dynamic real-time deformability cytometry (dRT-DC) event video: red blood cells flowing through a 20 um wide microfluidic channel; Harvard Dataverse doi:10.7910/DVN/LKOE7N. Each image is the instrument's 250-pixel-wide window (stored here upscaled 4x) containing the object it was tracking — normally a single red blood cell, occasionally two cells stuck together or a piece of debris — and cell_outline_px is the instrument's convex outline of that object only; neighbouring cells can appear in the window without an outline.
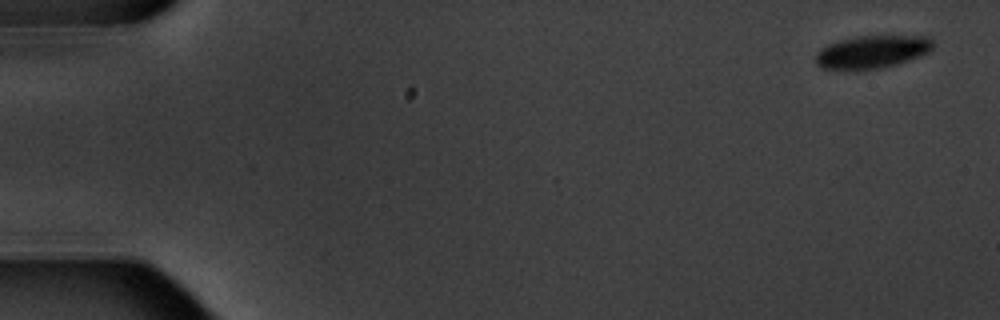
{"species": "common noctule bat (a hibernating species)", "species_latin": "Nyctalus noctula", "temperature_condition": "warm", "stored_images_in_passage": 9, "camera_frame_rate_fps": 3000, "um_per_image_px": 0.085, "animal": {"sex": "male", "body_mass_g": 20.1, "forearm_length_mm": 53.5}, "frame": {"image": 1, "passage_image": 1, "time_ms": 0.0, "image_size_px": [1000, 320], "cell_outline_px": [[932, 48], [928, 52], [920, 56], [896, 64], [876, 68], [824, 68], [816, 64], [816, 56], [820, 48], [828, 44], [840, 40], [856, 36], [928, 36], [932, 40]], "centroid_in_image_um": [74.14, 4.37], "position_along_channel_um": 10.9, "area_um2": 21.85}}
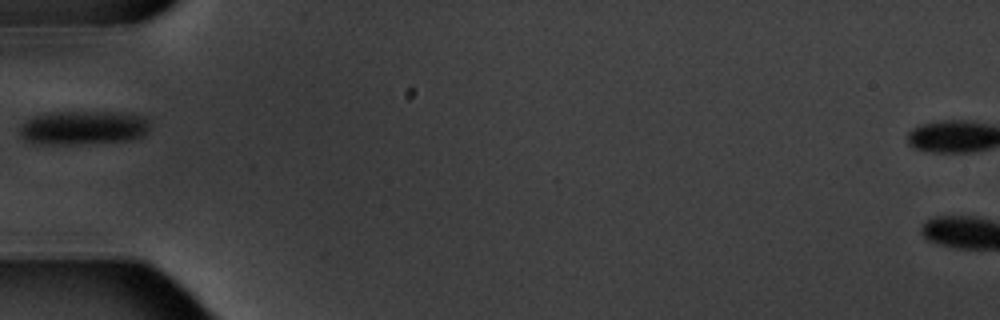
{"frame": {"image": 2, "passage_image": 6, "time_ms": 6.0, "image_size_px": [1000, 320], "cell_outline_px": [[148, 128], [144, 136], [124, 140], [68, 144], [28, 140], [20, 136], [20, 124], [32, 116], [44, 112], [124, 112], [140, 116], [148, 120]], "centroid_in_image_um": [7.07, 10.81], "position_along_channel_um": 77.9, "area_um2": 25.2}}
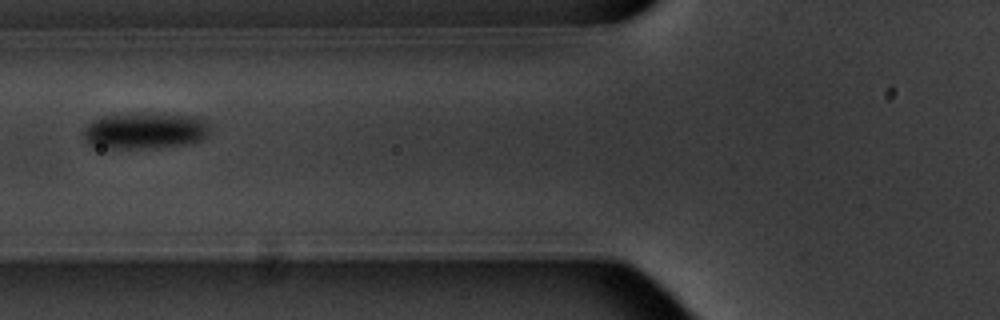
{"frame": {"image": 3, "passage_image": 7, "time_ms": 7.0, "image_size_px": [1000, 320], "cell_outline_px": [[208, 136], [200, 140], [188, 144], [136, 148], [92, 148], [84, 140], [84, 128], [92, 120], [100, 116], [148, 112], [160, 112], [200, 116], [208, 120]], "centroid_in_image_um": [12.32, 11.08], "position_along_channel_um": 113.5, "area_um2": 27.51}}